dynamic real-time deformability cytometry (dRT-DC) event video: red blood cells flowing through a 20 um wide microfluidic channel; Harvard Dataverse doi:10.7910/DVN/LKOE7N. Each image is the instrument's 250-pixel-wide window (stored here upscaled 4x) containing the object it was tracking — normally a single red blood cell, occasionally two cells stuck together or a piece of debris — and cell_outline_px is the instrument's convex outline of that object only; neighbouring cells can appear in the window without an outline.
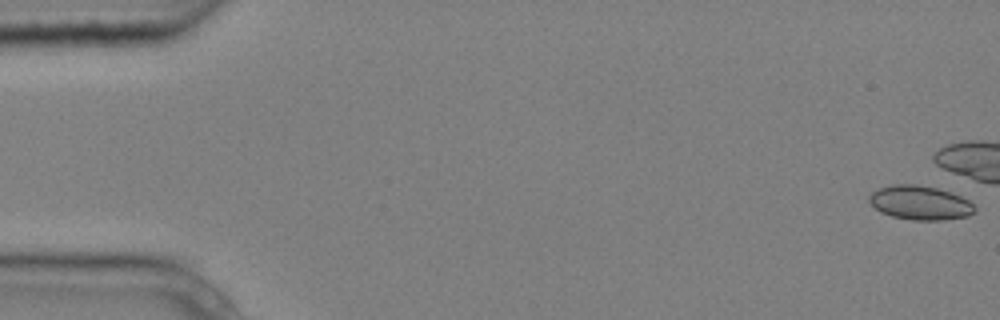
{"species": "common noctule bat (a hibernating species)", "species_latin": "Nyctalus noctula", "temperature_condition": "cold", "stored_images_in_passage": 5, "camera_frame_rate_fps": 3000, "um_per_image_px": 0.085, "animal": {"sex": "male", "body_mass_g": 20.4}, "frame": {"image": 1, "passage_image": 1, "time_ms": 0.0, "image_size_px": [1000, 320], "cell_outline_px": [[976, 212], [968, 216], [944, 220], [912, 220], [892, 216], [880, 212], [868, 200], [868, 196], [872, 192], [880, 188], [892, 184], [916, 184], [936, 188], [960, 196], [968, 200], [976, 208]], "centroid_in_image_um": [78.2, 17.24], "position_along_channel_um": 6.8, "area_um2": 20.92}}